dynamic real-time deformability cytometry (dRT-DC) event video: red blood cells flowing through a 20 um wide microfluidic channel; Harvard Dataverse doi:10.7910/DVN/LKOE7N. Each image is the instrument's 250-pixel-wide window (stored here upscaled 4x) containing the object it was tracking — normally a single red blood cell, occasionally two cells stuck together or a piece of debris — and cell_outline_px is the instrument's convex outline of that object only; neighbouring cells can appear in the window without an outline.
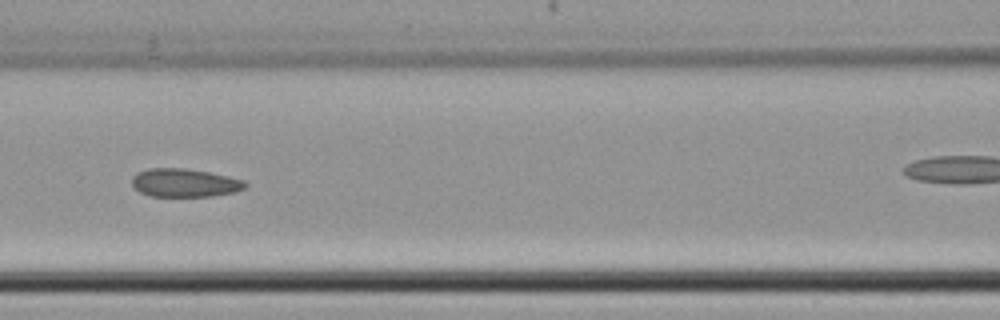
{"species": "common noctule bat (a hibernating species)", "species_latin": "Nyctalus noctula", "temperature_condition": "cold", "stored_images_in_passage": 8, "camera_frame_rate_fps": 3000, "um_per_image_px": 0.085, "animal": {"sex": "female", "body_mass_g": 22.7, "forearm_length_mm": 54.2}, "frame": {"image": 1, "passage_image": 6, "time_ms": 6.0, "image_size_px": [1000, 320], "cell_outline_px": [[248, 184], [244, 188], [236, 192], [212, 196], [152, 196], [140, 192], [132, 184], [132, 176], [136, 172], [148, 168], [184, 168], [208, 172], [228, 176], [244, 180]], "centroid_in_image_um": [15.69, 15.53], "position_along_channel_um": 150.9, "area_um2": 18.73}}
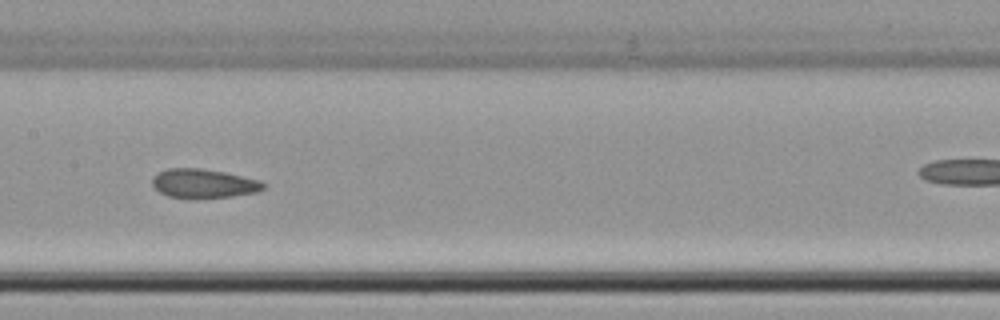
{"frame": {"image": 2, "passage_image": 7, "time_ms": 7.0, "image_size_px": [1000, 320], "cell_outline_px": [[264, 188], [256, 192], [232, 196], [168, 196], [160, 192], [152, 184], [152, 176], [156, 172], [168, 168], [200, 168], [224, 172], [260, 180], [264, 184]], "centroid_in_image_um": [17.28, 15.55], "position_along_channel_um": 190.1, "area_um2": 18.21}}